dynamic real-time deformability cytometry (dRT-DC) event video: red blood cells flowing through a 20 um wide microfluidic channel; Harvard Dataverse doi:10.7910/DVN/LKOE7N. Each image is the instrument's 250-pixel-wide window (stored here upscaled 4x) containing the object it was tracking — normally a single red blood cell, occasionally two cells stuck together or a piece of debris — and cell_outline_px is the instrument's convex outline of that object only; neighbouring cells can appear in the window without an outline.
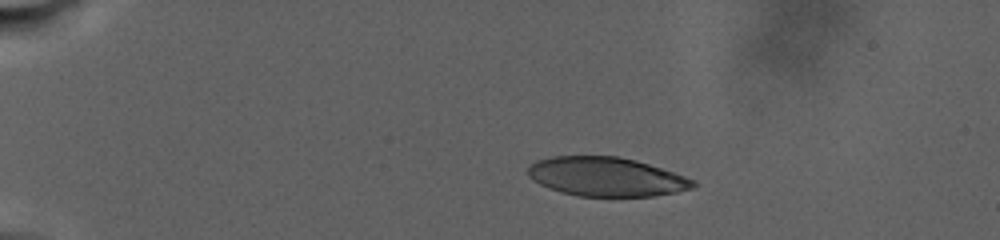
{"species": "human", "species_latin": "Homo sapiens", "temperature_condition": "warm", "stored_images_in_passage": 36, "camera_frame_rate_fps": 3000, "um_per_image_px": 0.085, "donor": {"sex": "male"}, "frame": {"image": 1, "passage_image": 2, "time_ms": 1.0, "image_size_px": [1000, 240], "cell_outline_px": [[696, 184], [692, 188], [676, 192], [652, 196], [580, 196], [560, 192], [548, 188], [532, 180], [528, 176], [528, 168], [536, 160], [552, 156], [616, 156], [636, 160], [696, 180]], "centroid_in_image_um": [51.5, 15.02], "position_along_channel_um": 33.5, "area_um2": 37.45}}
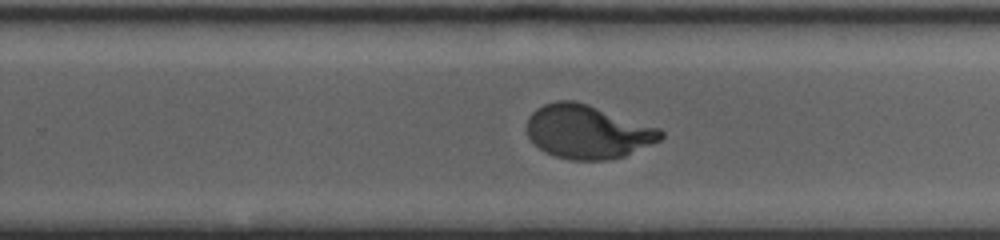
{"frame": {"image": 2, "passage_image": 20, "time_ms": 15.667, "image_size_px": [1000, 240], "cell_outline_px": [[664, 136], [660, 140], [624, 156], [608, 160], [572, 160], [556, 156], [544, 152], [528, 136], [528, 116], [536, 108], [544, 104], [556, 100], [572, 100], [588, 104], [660, 128], [664, 132]], "centroid_in_image_um": [49.95, 11.19], "position_along_channel_um": 279.8, "area_um2": 41.73}}
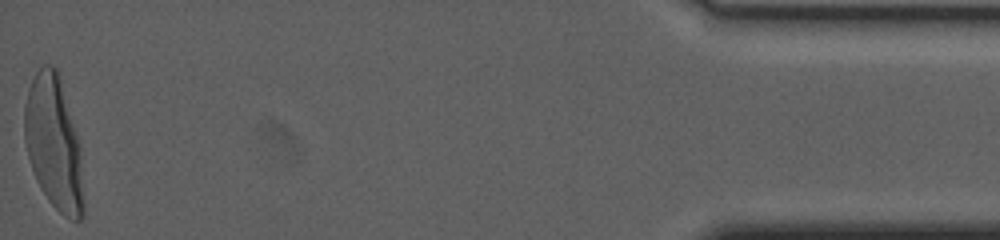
{"frame": {"image": 3, "passage_image": 36, "time_ms": 25.667, "image_size_px": [1000, 240], "cell_outline_px": [[84, 216], [80, 220], [72, 220], [64, 216], [48, 200], [40, 188], [36, 180], [28, 156], [24, 140], [24, 104], [28, 88], [36, 72], [44, 64], [48, 64], [56, 68], [60, 72], [80, 144], [84, 204]], "centroid_in_image_um": [4.58, 12.14], "position_along_channel_um": 430.6, "area_um2": 46.53}, "authors_computed_cell_mechanics": {"area_um2": 42.0206, "velocity_mm_per_s": 2.2796, "shape_relaxation_time_tau1_ms": 7.482, "shape_relaxation_time_tau2_ms": null, "deformation_change_tau1": 0.27, "deformation_change_tau2": null}}